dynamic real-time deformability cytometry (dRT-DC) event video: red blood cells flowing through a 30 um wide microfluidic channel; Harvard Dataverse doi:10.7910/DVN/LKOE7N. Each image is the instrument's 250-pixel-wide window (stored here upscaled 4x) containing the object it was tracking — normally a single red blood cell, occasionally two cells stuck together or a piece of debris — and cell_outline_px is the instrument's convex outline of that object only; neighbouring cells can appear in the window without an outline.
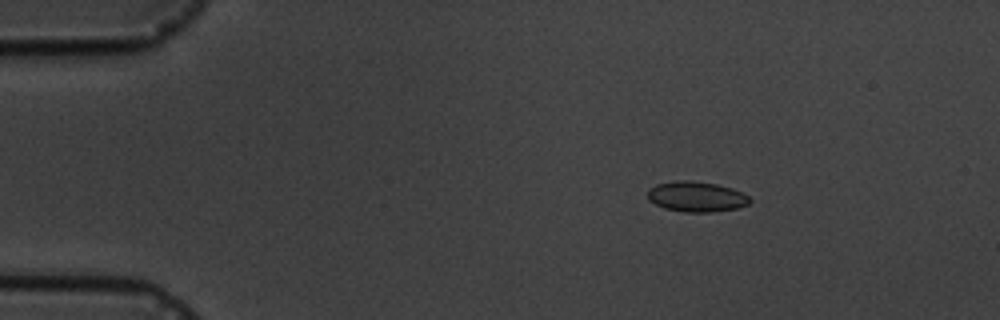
{"species": "common noctule bat (a hibernating species)", "species_latin": "Nyctalus noctula", "temperature_condition": "cold", "stored_images_in_passage": 5, "camera_frame_rate_fps": 3000, "um_per_image_px": 0.085, "animal": {"sex": "male", "body_mass_g": 19.5, "forearm_length_mm": 54.6}, "frame": {"image": 1, "passage_image": 2, "time_ms": 1.333, "image_size_px": [1000, 320], "cell_outline_px": [[752, 200], [748, 204], [736, 208], [712, 212], [684, 212], [664, 208], [648, 200], [648, 188], [656, 184], [676, 180], [692, 180], [716, 184], [732, 188], [748, 196]], "centroid_in_image_um": [59.17, 16.71], "position_along_channel_um": 25.8, "area_um2": 18.09}}
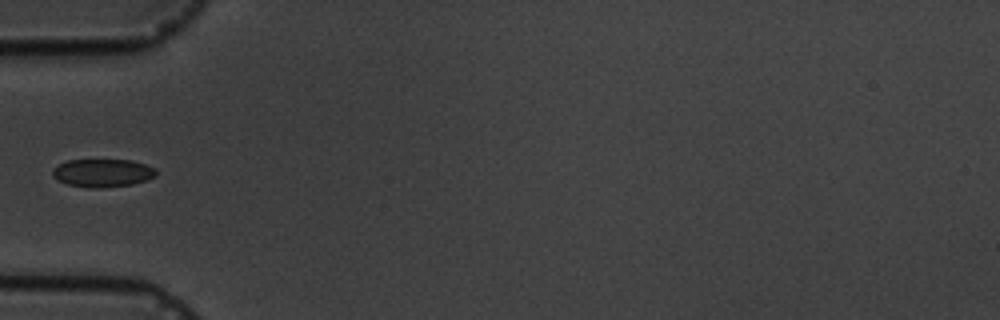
{"frame": {"image": 2, "passage_image": 5, "time_ms": 4.667, "image_size_px": [1000, 320], "cell_outline_px": [[156, 176], [132, 184], [100, 188], [92, 188], [68, 184], [52, 176], [52, 168], [68, 160], [132, 160], [156, 168]], "centroid_in_image_um": [8.72, 14.69], "position_along_channel_um": 76.3, "area_um2": 16.76}}